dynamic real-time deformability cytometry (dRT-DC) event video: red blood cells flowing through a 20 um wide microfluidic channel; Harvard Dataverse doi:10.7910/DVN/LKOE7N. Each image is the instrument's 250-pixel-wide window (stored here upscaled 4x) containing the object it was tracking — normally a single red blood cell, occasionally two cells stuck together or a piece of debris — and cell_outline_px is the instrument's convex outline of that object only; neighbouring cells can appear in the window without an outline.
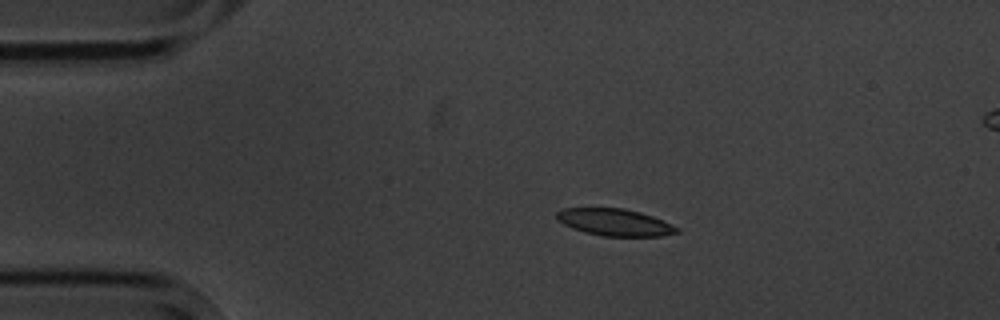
{"species": "common noctule bat (a hibernating species)", "species_latin": "Nyctalus noctula", "temperature_condition": "cold", "stored_images_in_passage": 9, "camera_frame_rate_fps": 3000, "um_per_image_px": 0.085, "animal": {"sex": "male", "body_mass_g": 20.1, "forearm_length_mm": 53.5}, "frame": {"image": 1, "passage_image": 2, "time_ms": 1.333, "image_size_px": [1000, 320], "cell_outline_px": [[680, 232], [660, 236], [604, 236], [584, 232], [572, 228], [556, 220], [556, 212], [564, 208], [624, 208], [640, 212], [652, 216], [672, 224], [680, 228]], "centroid_in_image_um": [52.25, 18.89], "position_along_channel_um": 32.7, "area_um2": 18.96}}
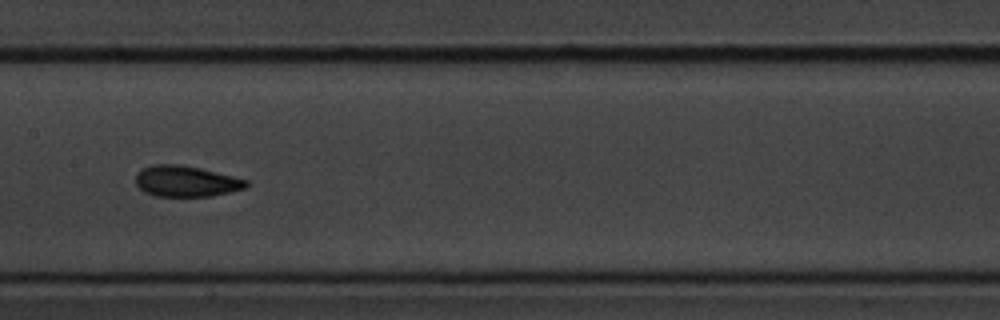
{"frame": {"image": 2, "passage_image": 7, "time_ms": 7.0, "image_size_px": [1000, 320], "cell_outline_px": [[248, 184], [244, 188], [228, 192], [208, 196], [156, 196], [144, 192], [136, 184], [136, 176], [144, 168], [152, 164], [180, 164], [200, 168], [248, 180]], "centroid_in_image_um": [15.79, 15.4], "position_along_channel_um": 191.6, "area_um2": 19.65}}
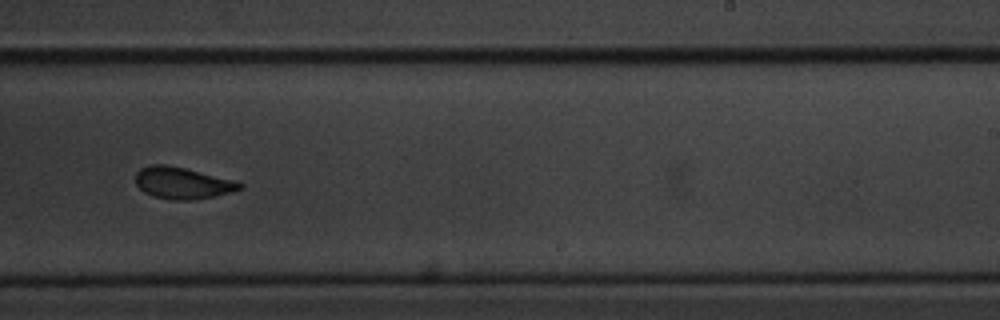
{"frame": {"image": 3, "passage_image": 9, "time_ms": 9.333, "image_size_px": [1000, 320], "cell_outline_px": [[244, 188], [212, 196], [188, 200], [172, 200], [152, 196], [144, 192], [136, 184], [136, 172], [140, 168], [152, 164], [164, 164], [184, 168], [236, 180], [244, 184]], "centroid_in_image_um": [15.49, 15.55], "position_along_channel_um": 273.5, "area_um2": 19.13}}